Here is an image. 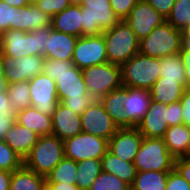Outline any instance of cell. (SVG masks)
Returning a JSON list of instances; mask_svg holds the SVG:
<instances>
[{"label": "cell", "mask_w": 190, "mask_h": 190, "mask_svg": "<svg viewBox=\"0 0 190 190\" xmlns=\"http://www.w3.org/2000/svg\"><path fill=\"white\" fill-rule=\"evenodd\" d=\"M174 161L163 138L143 137L134 165L137 171H171Z\"/></svg>", "instance_id": "ba28073f"}, {"label": "cell", "mask_w": 190, "mask_h": 190, "mask_svg": "<svg viewBox=\"0 0 190 190\" xmlns=\"http://www.w3.org/2000/svg\"><path fill=\"white\" fill-rule=\"evenodd\" d=\"M77 162L64 157L46 176V183L76 184Z\"/></svg>", "instance_id": "d6a6232c"}, {"label": "cell", "mask_w": 190, "mask_h": 190, "mask_svg": "<svg viewBox=\"0 0 190 190\" xmlns=\"http://www.w3.org/2000/svg\"><path fill=\"white\" fill-rule=\"evenodd\" d=\"M29 87L31 106L42 114L52 116L59 103L55 81L41 73L29 80Z\"/></svg>", "instance_id": "4fadbf2b"}, {"label": "cell", "mask_w": 190, "mask_h": 190, "mask_svg": "<svg viewBox=\"0 0 190 190\" xmlns=\"http://www.w3.org/2000/svg\"><path fill=\"white\" fill-rule=\"evenodd\" d=\"M8 82L5 79V68L3 65V54L0 51V92H7Z\"/></svg>", "instance_id": "f5cc1de1"}, {"label": "cell", "mask_w": 190, "mask_h": 190, "mask_svg": "<svg viewBox=\"0 0 190 190\" xmlns=\"http://www.w3.org/2000/svg\"><path fill=\"white\" fill-rule=\"evenodd\" d=\"M51 28L76 37L83 36L82 7L70 5L51 18Z\"/></svg>", "instance_id": "7402d4cb"}, {"label": "cell", "mask_w": 190, "mask_h": 190, "mask_svg": "<svg viewBox=\"0 0 190 190\" xmlns=\"http://www.w3.org/2000/svg\"><path fill=\"white\" fill-rule=\"evenodd\" d=\"M12 172L0 170V190H10Z\"/></svg>", "instance_id": "816d5d0a"}, {"label": "cell", "mask_w": 190, "mask_h": 190, "mask_svg": "<svg viewBox=\"0 0 190 190\" xmlns=\"http://www.w3.org/2000/svg\"><path fill=\"white\" fill-rule=\"evenodd\" d=\"M138 1L139 0H110V5L119 20H125Z\"/></svg>", "instance_id": "60d3db41"}, {"label": "cell", "mask_w": 190, "mask_h": 190, "mask_svg": "<svg viewBox=\"0 0 190 190\" xmlns=\"http://www.w3.org/2000/svg\"><path fill=\"white\" fill-rule=\"evenodd\" d=\"M101 166L103 172L114 174L130 186L133 184L137 175L134 162L124 161L109 151L101 158Z\"/></svg>", "instance_id": "d4e9b609"}, {"label": "cell", "mask_w": 190, "mask_h": 190, "mask_svg": "<svg viewBox=\"0 0 190 190\" xmlns=\"http://www.w3.org/2000/svg\"><path fill=\"white\" fill-rule=\"evenodd\" d=\"M184 72L185 65L180 54L160 58L159 75L162 80L176 81L186 85Z\"/></svg>", "instance_id": "4dcf8cb0"}, {"label": "cell", "mask_w": 190, "mask_h": 190, "mask_svg": "<svg viewBox=\"0 0 190 190\" xmlns=\"http://www.w3.org/2000/svg\"><path fill=\"white\" fill-rule=\"evenodd\" d=\"M174 168L179 174L190 183V159L177 158L174 161Z\"/></svg>", "instance_id": "bcb514c9"}, {"label": "cell", "mask_w": 190, "mask_h": 190, "mask_svg": "<svg viewBox=\"0 0 190 190\" xmlns=\"http://www.w3.org/2000/svg\"><path fill=\"white\" fill-rule=\"evenodd\" d=\"M82 131L109 140L119 129L100 100H95L80 115Z\"/></svg>", "instance_id": "7c38bea8"}, {"label": "cell", "mask_w": 190, "mask_h": 190, "mask_svg": "<svg viewBox=\"0 0 190 190\" xmlns=\"http://www.w3.org/2000/svg\"><path fill=\"white\" fill-rule=\"evenodd\" d=\"M180 55L185 65V78L186 86L190 87V49H184L183 47L180 50Z\"/></svg>", "instance_id": "c3c4849f"}, {"label": "cell", "mask_w": 190, "mask_h": 190, "mask_svg": "<svg viewBox=\"0 0 190 190\" xmlns=\"http://www.w3.org/2000/svg\"><path fill=\"white\" fill-rule=\"evenodd\" d=\"M186 88L187 86L184 83L162 80L159 77L150 89L151 98L160 103H176L183 97Z\"/></svg>", "instance_id": "484cf974"}, {"label": "cell", "mask_w": 190, "mask_h": 190, "mask_svg": "<svg viewBox=\"0 0 190 190\" xmlns=\"http://www.w3.org/2000/svg\"><path fill=\"white\" fill-rule=\"evenodd\" d=\"M152 101L150 90L124 86V109L127 127H136L143 119Z\"/></svg>", "instance_id": "ac0fdd59"}, {"label": "cell", "mask_w": 190, "mask_h": 190, "mask_svg": "<svg viewBox=\"0 0 190 190\" xmlns=\"http://www.w3.org/2000/svg\"><path fill=\"white\" fill-rule=\"evenodd\" d=\"M182 106L183 124L190 127V87L184 91L183 97L180 99Z\"/></svg>", "instance_id": "f6af8a7d"}, {"label": "cell", "mask_w": 190, "mask_h": 190, "mask_svg": "<svg viewBox=\"0 0 190 190\" xmlns=\"http://www.w3.org/2000/svg\"><path fill=\"white\" fill-rule=\"evenodd\" d=\"M15 122V117H4L0 115V139H3L6 132Z\"/></svg>", "instance_id": "f907efd6"}, {"label": "cell", "mask_w": 190, "mask_h": 190, "mask_svg": "<svg viewBox=\"0 0 190 190\" xmlns=\"http://www.w3.org/2000/svg\"><path fill=\"white\" fill-rule=\"evenodd\" d=\"M95 100L96 99L88 93L81 98L68 97L64 100H59V103L71 109L75 114L81 115Z\"/></svg>", "instance_id": "f35d334b"}, {"label": "cell", "mask_w": 190, "mask_h": 190, "mask_svg": "<svg viewBox=\"0 0 190 190\" xmlns=\"http://www.w3.org/2000/svg\"><path fill=\"white\" fill-rule=\"evenodd\" d=\"M124 86L113 90L103 96L100 101L105 107L106 112L119 128L127 127V116L124 109Z\"/></svg>", "instance_id": "f1b7e54d"}, {"label": "cell", "mask_w": 190, "mask_h": 190, "mask_svg": "<svg viewBox=\"0 0 190 190\" xmlns=\"http://www.w3.org/2000/svg\"><path fill=\"white\" fill-rule=\"evenodd\" d=\"M40 0H28L29 4H36L38 3Z\"/></svg>", "instance_id": "680465c9"}, {"label": "cell", "mask_w": 190, "mask_h": 190, "mask_svg": "<svg viewBox=\"0 0 190 190\" xmlns=\"http://www.w3.org/2000/svg\"><path fill=\"white\" fill-rule=\"evenodd\" d=\"M158 13L167 18L173 8L175 0H145Z\"/></svg>", "instance_id": "ee69618b"}, {"label": "cell", "mask_w": 190, "mask_h": 190, "mask_svg": "<svg viewBox=\"0 0 190 190\" xmlns=\"http://www.w3.org/2000/svg\"><path fill=\"white\" fill-rule=\"evenodd\" d=\"M125 21L140 41L147 37L155 27L162 25L166 18L145 0H139Z\"/></svg>", "instance_id": "9a60e30c"}, {"label": "cell", "mask_w": 190, "mask_h": 190, "mask_svg": "<svg viewBox=\"0 0 190 190\" xmlns=\"http://www.w3.org/2000/svg\"><path fill=\"white\" fill-rule=\"evenodd\" d=\"M184 49H190V26L183 31V45Z\"/></svg>", "instance_id": "db71d44e"}, {"label": "cell", "mask_w": 190, "mask_h": 190, "mask_svg": "<svg viewBox=\"0 0 190 190\" xmlns=\"http://www.w3.org/2000/svg\"><path fill=\"white\" fill-rule=\"evenodd\" d=\"M19 8L13 7L0 0V32L3 33L9 29L16 30V11Z\"/></svg>", "instance_id": "74e56055"}, {"label": "cell", "mask_w": 190, "mask_h": 190, "mask_svg": "<svg viewBox=\"0 0 190 190\" xmlns=\"http://www.w3.org/2000/svg\"><path fill=\"white\" fill-rule=\"evenodd\" d=\"M168 104L152 100L136 128L145 138H163L168 126Z\"/></svg>", "instance_id": "e0dca14e"}, {"label": "cell", "mask_w": 190, "mask_h": 190, "mask_svg": "<svg viewBox=\"0 0 190 190\" xmlns=\"http://www.w3.org/2000/svg\"><path fill=\"white\" fill-rule=\"evenodd\" d=\"M78 37L58 32L51 28L50 36L46 39L45 59L72 61Z\"/></svg>", "instance_id": "ffe728a7"}, {"label": "cell", "mask_w": 190, "mask_h": 190, "mask_svg": "<svg viewBox=\"0 0 190 190\" xmlns=\"http://www.w3.org/2000/svg\"><path fill=\"white\" fill-rule=\"evenodd\" d=\"M121 67L122 86L150 90L160 77V59L137 53Z\"/></svg>", "instance_id": "8992f818"}, {"label": "cell", "mask_w": 190, "mask_h": 190, "mask_svg": "<svg viewBox=\"0 0 190 190\" xmlns=\"http://www.w3.org/2000/svg\"><path fill=\"white\" fill-rule=\"evenodd\" d=\"M182 106L180 101L168 104V126H175L183 124Z\"/></svg>", "instance_id": "7bdbcfd3"}, {"label": "cell", "mask_w": 190, "mask_h": 190, "mask_svg": "<svg viewBox=\"0 0 190 190\" xmlns=\"http://www.w3.org/2000/svg\"><path fill=\"white\" fill-rule=\"evenodd\" d=\"M89 190H130V185L114 174L101 172Z\"/></svg>", "instance_id": "8d00e7d4"}, {"label": "cell", "mask_w": 190, "mask_h": 190, "mask_svg": "<svg viewBox=\"0 0 190 190\" xmlns=\"http://www.w3.org/2000/svg\"><path fill=\"white\" fill-rule=\"evenodd\" d=\"M165 190H190V183L173 168L169 172Z\"/></svg>", "instance_id": "b9f144b4"}, {"label": "cell", "mask_w": 190, "mask_h": 190, "mask_svg": "<svg viewBox=\"0 0 190 190\" xmlns=\"http://www.w3.org/2000/svg\"><path fill=\"white\" fill-rule=\"evenodd\" d=\"M102 34L109 63L121 66L139 53V40L125 20Z\"/></svg>", "instance_id": "277c9868"}, {"label": "cell", "mask_w": 190, "mask_h": 190, "mask_svg": "<svg viewBox=\"0 0 190 190\" xmlns=\"http://www.w3.org/2000/svg\"><path fill=\"white\" fill-rule=\"evenodd\" d=\"M101 172V159H86L77 162L76 185L80 190H89Z\"/></svg>", "instance_id": "1f68e13d"}, {"label": "cell", "mask_w": 190, "mask_h": 190, "mask_svg": "<svg viewBox=\"0 0 190 190\" xmlns=\"http://www.w3.org/2000/svg\"><path fill=\"white\" fill-rule=\"evenodd\" d=\"M181 158L190 159V134H189V140H188V144H187V147H186L185 154Z\"/></svg>", "instance_id": "9f6ffc18"}, {"label": "cell", "mask_w": 190, "mask_h": 190, "mask_svg": "<svg viewBox=\"0 0 190 190\" xmlns=\"http://www.w3.org/2000/svg\"><path fill=\"white\" fill-rule=\"evenodd\" d=\"M29 81L8 83L7 96L15 113L31 106Z\"/></svg>", "instance_id": "836d02e7"}, {"label": "cell", "mask_w": 190, "mask_h": 190, "mask_svg": "<svg viewBox=\"0 0 190 190\" xmlns=\"http://www.w3.org/2000/svg\"><path fill=\"white\" fill-rule=\"evenodd\" d=\"M81 132L80 115L58 103L52 114V135L64 141Z\"/></svg>", "instance_id": "d6986e66"}, {"label": "cell", "mask_w": 190, "mask_h": 190, "mask_svg": "<svg viewBox=\"0 0 190 190\" xmlns=\"http://www.w3.org/2000/svg\"><path fill=\"white\" fill-rule=\"evenodd\" d=\"M87 92L100 100L109 92L122 87L121 67L112 63H102L82 69Z\"/></svg>", "instance_id": "52a82bcc"}, {"label": "cell", "mask_w": 190, "mask_h": 190, "mask_svg": "<svg viewBox=\"0 0 190 190\" xmlns=\"http://www.w3.org/2000/svg\"><path fill=\"white\" fill-rule=\"evenodd\" d=\"M51 26L32 32L9 29L2 33L1 52L3 56L20 58L41 55L46 51V39L50 36Z\"/></svg>", "instance_id": "7a4b0ae2"}, {"label": "cell", "mask_w": 190, "mask_h": 190, "mask_svg": "<svg viewBox=\"0 0 190 190\" xmlns=\"http://www.w3.org/2000/svg\"><path fill=\"white\" fill-rule=\"evenodd\" d=\"M190 127L180 124L170 126L163 136V140L170 154L175 158H181L186 151L189 140Z\"/></svg>", "instance_id": "4316f807"}, {"label": "cell", "mask_w": 190, "mask_h": 190, "mask_svg": "<svg viewBox=\"0 0 190 190\" xmlns=\"http://www.w3.org/2000/svg\"><path fill=\"white\" fill-rule=\"evenodd\" d=\"M44 190H80V188L72 183H46Z\"/></svg>", "instance_id": "681fc988"}, {"label": "cell", "mask_w": 190, "mask_h": 190, "mask_svg": "<svg viewBox=\"0 0 190 190\" xmlns=\"http://www.w3.org/2000/svg\"><path fill=\"white\" fill-rule=\"evenodd\" d=\"M166 21L176 29L186 30L190 26V0H175Z\"/></svg>", "instance_id": "e575fe53"}, {"label": "cell", "mask_w": 190, "mask_h": 190, "mask_svg": "<svg viewBox=\"0 0 190 190\" xmlns=\"http://www.w3.org/2000/svg\"><path fill=\"white\" fill-rule=\"evenodd\" d=\"M183 45V31L174 28L165 21L162 25L155 27L150 34L139 41V53L163 58L180 54Z\"/></svg>", "instance_id": "3957f363"}, {"label": "cell", "mask_w": 190, "mask_h": 190, "mask_svg": "<svg viewBox=\"0 0 190 190\" xmlns=\"http://www.w3.org/2000/svg\"><path fill=\"white\" fill-rule=\"evenodd\" d=\"M64 157L80 162L86 159H101L108 151V140L81 132L63 141Z\"/></svg>", "instance_id": "30bf717a"}, {"label": "cell", "mask_w": 190, "mask_h": 190, "mask_svg": "<svg viewBox=\"0 0 190 190\" xmlns=\"http://www.w3.org/2000/svg\"><path fill=\"white\" fill-rule=\"evenodd\" d=\"M2 39V33L0 32V51H1V40Z\"/></svg>", "instance_id": "91938a15"}, {"label": "cell", "mask_w": 190, "mask_h": 190, "mask_svg": "<svg viewBox=\"0 0 190 190\" xmlns=\"http://www.w3.org/2000/svg\"><path fill=\"white\" fill-rule=\"evenodd\" d=\"M72 62L80 69L107 63L106 44L103 34L78 37Z\"/></svg>", "instance_id": "8fae6325"}, {"label": "cell", "mask_w": 190, "mask_h": 190, "mask_svg": "<svg viewBox=\"0 0 190 190\" xmlns=\"http://www.w3.org/2000/svg\"><path fill=\"white\" fill-rule=\"evenodd\" d=\"M0 115L4 117H15L12 105L9 102L7 92H0Z\"/></svg>", "instance_id": "7dc6e473"}, {"label": "cell", "mask_w": 190, "mask_h": 190, "mask_svg": "<svg viewBox=\"0 0 190 190\" xmlns=\"http://www.w3.org/2000/svg\"><path fill=\"white\" fill-rule=\"evenodd\" d=\"M170 171H137L130 190H165Z\"/></svg>", "instance_id": "f546056e"}, {"label": "cell", "mask_w": 190, "mask_h": 190, "mask_svg": "<svg viewBox=\"0 0 190 190\" xmlns=\"http://www.w3.org/2000/svg\"><path fill=\"white\" fill-rule=\"evenodd\" d=\"M45 58L41 55L10 58L3 56L5 79L8 83L29 81L43 73Z\"/></svg>", "instance_id": "5bb4252c"}, {"label": "cell", "mask_w": 190, "mask_h": 190, "mask_svg": "<svg viewBox=\"0 0 190 190\" xmlns=\"http://www.w3.org/2000/svg\"><path fill=\"white\" fill-rule=\"evenodd\" d=\"M80 6L83 36L102 34L120 21L110 5V0H82Z\"/></svg>", "instance_id": "9c48e42d"}, {"label": "cell", "mask_w": 190, "mask_h": 190, "mask_svg": "<svg viewBox=\"0 0 190 190\" xmlns=\"http://www.w3.org/2000/svg\"><path fill=\"white\" fill-rule=\"evenodd\" d=\"M15 121L39 136L52 135V116L42 114L33 106L17 112Z\"/></svg>", "instance_id": "cb8c5ba5"}, {"label": "cell", "mask_w": 190, "mask_h": 190, "mask_svg": "<svg viewBox=\"0 0 190 190\" xmlns=\"http://www.w3.org/2000/svg\"><path fill=\"white\" fill-rule=\"evenodd\" d=\"M142 140L143 135L136 127L119 128L108 140V151L124 161L134 162Z\"/></svg>", "instance_id": "2e32d148"}, {"label": "cell", "mask_w": 190, "mask_h": 190, "mask_svg": "<svg viewBox=\"0 0 190 190\" xmlns=\"http://www.w3.org/2000/svg\"><path fill=\"white\" fill-rule=\"evenodd\" d=\"M39 137L37 133L15 121L3 140L24 160Z\"/></svg>", "instance_id": "44dd1931"}, {"label": "cell", "mask_w": 190, "mask_h": 190, "mask_svg": "<svg viewBox=\"0 0 190 190\" xmlns=\"http://www.w3.org/2000/svg\"><path fill=\"white\" fill-rule=\"evenodd\" d=\"M64 158V143L55 135L40 136L23 165L33 172L47 176Z\"/></svg>", "instance_id": "5b68a950"}, {"label": "cell", "mask_w": 190, "mask_h": 190, "mask_svg": "<svg viewBox=\"0 0 190 190\" xmlns=\"http://www.w3.org/2000/svg\"><path fill=\"white\" fill-rule=\"evenodd\" d=\"M71 5H80L82 0H69Z\"/></svg>", "instance_id": "6f0895ef"}, {"label": "cell", "mask_w": 190, "mask_h": 190, "mask_svg": "<svg viewBox=\"0 0 190 190\" xmlns=\"http://www.w3.org/2000/svg\"><path fill=\"white\" fill-rule=\"evenodd\" d=\"M43 73L55 81L59 100L81 98L88 94L82 69L72 61L45 59Z\"/></svg>", "instance_id": "6da1fadb"}, {"label": "cell", "mask_w": 190, "mask_h": 190, "mask_svg": "<svg viewBox=\"0 0 190 190\" xmlns=\"http://www.w3.org/2000/svg\"><path fill=\"white\" fill-rule=\"evenodd\" d=\"M71 5L69 0H40L36 6L51 18Z\"/></svg>", "instance_id": "ab89813d"}, {"label": "cell", "mask_w": 190, "mask_h": 190, "mask_svg": "<svg viewBox=\"0 0 190 190\" xmlns=\"http://www.w3.org/2000/svg\"><path fill=\"white\" fill-rule=\"evenodd\" d=\"M8 3L9 5L16 7V8H21L23 6L28 5V0H2Z\"/></svg>", "instance_id": "11a10c76"}, {"label": "cell", "mask_w": 190, "mask_h": 190, "mask_svg": "<svg viewBox=\"0 0 190 190\" xmlns=\"http://www.w3.org/2000/svg\"><path fill=\"white\" fill-rule=\"evenodd\" d=\"M46 177L39 175L24 165L12 172L10 190H44Z\"/></svg>", "instance_id": "83f0119b"}, {"label": "cell", "mask_w": 190, "mask_h": 190, "mask_svg": "<svg viewBox=\"0 0 190 190\" xmlns=\"http://www.w3.org/2000/svg\"><path fill=\"white\" fill-rule=\"evenodd\" d=\"M23 166V159L3 139H0V170L13 172Z\"/></svg>", "instance_id": "d590c367"}, {"label": "cell", "mask_w": 190, "mask_h": 190, "mask_svg": "<svg viewBox=\"0 0 190 190\" xmlns=\"http://www.w3.org/2000/svg\"><path fill=\"white\" fill-rule=\"evenodd\" d=\"M47 26H51V17L36 4H28L16 11V30L32 32Z\"/></svg>", "instance_id": "603a6c76"}]
</instances>
